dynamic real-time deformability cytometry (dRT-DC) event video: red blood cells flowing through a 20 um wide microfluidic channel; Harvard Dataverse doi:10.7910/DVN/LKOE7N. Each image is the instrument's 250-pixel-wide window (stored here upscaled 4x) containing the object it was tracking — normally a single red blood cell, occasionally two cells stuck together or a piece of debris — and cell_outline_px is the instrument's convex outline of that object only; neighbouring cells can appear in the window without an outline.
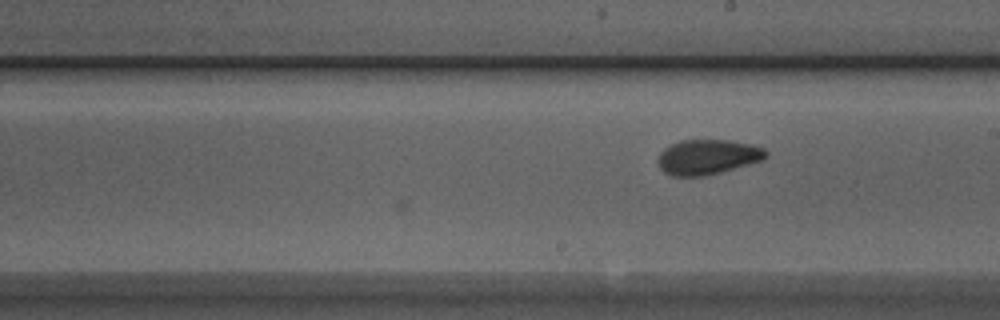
{"species": "Egyptian fruit bat (a non-hibernating species)", "species_latin": "Rousettus aegyptiacus", "temperature_condition": "room temperature", "stored_images_in_passage": 22, "camera_frame_rate_fps": 3000, "um_per_image_px": 0.085, "animal": {"sex": "male"}, "frame": {"image": 1, "passage_image": 22, "time_ms": 7.0, "image_size_px": [1000, 320], "cell_outline_px": [[768, 156], [764, 160], [720, 172], [704, 176], [672, 176], [664, 172], [660, 168], [660, 152], [664, 148], [680, 140], [728, 140], [752, 144], [764, 148], [768, 152]], "centroid_in_image_um": [60.19, 13.34], "position_along_channel_um": 228.8, "area_um2": 21.96}}